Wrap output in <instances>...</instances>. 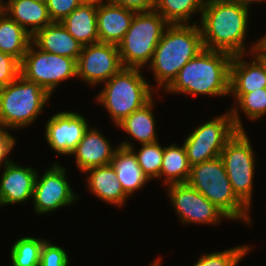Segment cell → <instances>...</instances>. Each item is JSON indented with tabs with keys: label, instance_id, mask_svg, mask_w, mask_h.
Returning <instances> with one entry per match:
<instances>
[{
	"label": "cell",
	"instance_id": "10",
	"mask_svg": "<svg viewBox=\"0 0 266 266\" xmlns=\"http://www.w3.org/2000/svg\"><path fill=\"white\" fill-rule=\"evenodd\" d=\"M20 75L36 82L52 96L63 81L77 78L76 60L41 51L31 43L20 62Z\"/></svg>",
	"mask_w": 266,
	"mask_h": 266
},
{
	"label": "cell",
	"instance_id": "6",
	"mask_svg": "<svg viewBox=\"0 0 266 266\" xmlns=\"http://www.w3.org/2000/svg\"><path fill=\"white\" fill-rule=\"evenodd\" d=\"M50 98L39 84L19 75L0 89V127L11 131L32 125Z\"/></svg>",
	"mask_w": 266,
	"mask_h": 266
},
{
	"label": "cell",
	"instance_id": "16",
	"mask_svg": "<svg viewBox=\"0 0 266 266\" xmlns=\"http://www.w3.org/2000/svg\"><path fill=\"white\" fill-rule=\"evenodd\" d=\"M118 146L114 147L100 129L89 126L71 155L79 172L84 173L89 168L110 164Z\"/></svg>",
	"mask_w": 266,
	"mask_h": 266
},
{
	"label": "cell",
	"instance_id": "11",
	"mask_svg": "<svg viewBox=\"0 0 266 266\" xmlns=\"http://www.w3.org/2000/svg\"><path fill=\"white\" fill-rule=\"evenodd\" d=\"M39 174L38 172L36 176L32 201L36 214L53 213L79 199L67 180V170L64 166L54 162L41 176Z\"/></svg>",
	"mask_w": 266,
	"mask_h": 266
},
{
	"label": "cell",
	"instance_id": "30",
	"mask_svg": "<svg viewBox=\"0 0 266 266\" xmlns=\"http://www.w3.org/2000/svg\"><path fill=\"white\" fill-rule=\"evenodd\" d=\"M47 239L25 236L17 239L10 250V266H35L40 263L41 249Z\"/></svg>",
	"mask_w": 266,
	"mask_h": 266
},
{
	"label": "cell",
	"instance_id": "33",
	"mask_svg": "<svg viewBox=\"0 0 266 266\" xmlns=\"http://www.w3.org/2000/svg\"><path fill=\"white\" fill-rule=\"evenodd\" d=\"M52 22L63 21L74 9L82 4L80 0H45Z\"/></svg>",
	"mask_w": 266,
	"mask_h": 266
},
{
	"label": "cell",
	"instance_id": "20",
	"mask_svg": "<svg viewBox=\"0 0 266 266\" xmlns=\"http://www.w3.org/2000/svg\"><path fill=\"white\" fill-rule=\"evenodd\" d=\"M86 186L99 200L118 206H124L130 198L117 180V174L111 164L87 169Z\"/></svg>",
	"mask_w": 266,
	"mask_h": 266
},
{
	"label": "cell",
	"instance_id": "40",
	"mask_svg": "<svg viewBox=\"0 0 266 266\" xmlns=\"http://www.w3.org/2000/svg\"><path fill=\"white\" fill-rule=\"evenodd\" d=\"M162 259L157 257L149 266H161Z\"/></svg>",
	"mask_w": 266,
	"mask_h": 266
},
{
	"label": "cell",
	"instance_id": "32",
	"mask_svg": "<svg viewBox=\"0 0 266 266\" xmlns=\"http://www.w3.org/2000/svg\"><path fill=\"white\" fill-rule=\"evenodd\" d=\"M46 240L41 249L40 266H69V255L59 245Z\"/></svg>",
	"mask_w": 266,
	"mask_h": 266
},
{
	"label": "cell",
	"instance_id": "24",
	"mask_svg": "<svg viewBox=\"0 0 266 266\" xmlns=\"http://www.w3.org/2000/svg\"><path fill=\"white\" fill-rule=\"evenodd\" d=\"M154 97L142 108L135 110L116 127L128 134V138L136 140L138 144L153 143L158 140L156 120L154 116Z\"/></svg>",
	"mask_w": 266,
	"mask_h": 266
},
{
	"label": "cell",
	"instance_id": "37",
	"mask_svg": "<svg viewBox=\"0 0 266 266\" xmlns=\"http://www.w3.org/2000/svg\"><path fill=\"white\" fill-rule=\"evenodd\" d=\"M258 57H266V35L255 41L253 51Z\"/></svg>",
	"mask_w": 266,
	"mask_h": 266
},
{
	"label": "cell",
	"instance_id": "19",
	"mask_svg": "<svg viewBox=\"0 0 266 266\" xmlns=\"http://www.w3.org/2000/svg\"><path fill=\"white\" fill-rule=\"evenodd\" d=\"M0 9L32 36L52 23L45 0H0Z\"/></svg>",
	"mask_w": 266,
	"mask_h": 266
},
{
	"label": "cell",
	"instance_id": "29",
	"mask_svg": "<svg viewBox=\"0 0 266 266\" xmlns=\"http://www.w3.org/2000/svg\"><path fill=\"white\" fill-rule=\"evenodd\" d=\"M118 145L129 148L134 152L139 166L150 181L153 179L159 181L164 154V146L162 147L159 141L141 144V148L138 152L136 146L134 147L132 140H123V142H120Z\"/></svg>",
	"mask_w": 266,
	"mask_h": 266
},
{
	"label": "cell",
	"instance_id": "4",
	"mask_svg": "<svg viewBox=\"0 0 266 266\" xmlns=\"http://www.w3.org/2000/svg\"><path fill=\"white\" fill-rule=\"evenodd\" d=\"M143 69L123 67L104 82L96 95V102L103 105L114 125H118L132 112L142 108L152 98L154 87L141 74Z\"/></svg>",
	"mask_w": 266,
	"mask_h": 266
},
{
	"label": "cell",
	"instance_id": "12",
	"mask_svg": "<svg viewBox=\"0 0 266 266\" xmlns=\"http://www.w3.org/2000/svg\"><path fill=\"white\" fill-rule=\"evenodd\" d=\"M167 196L181 224L218 225L229 218L187 183L167 185Z\"/></svg>",
	"mask_w": 266,
	"mask_h": 266
},
{
	"label": "cell",
	"instance_id": "25",
	"mask_svg": "<svg viewBox=\"0 0 266 266\" xmlns=\"http://www.w3.org/2000/svg\"><path fill=\"white\" fill-rule=\"evenodd\" d=\"M31 43L32 35L0 9V51L21 62Z\"/></svg>",
	"mask_w": 266,
	"mask_h": 266
},
{
	"label": "cell",
	"instance_id": "5",
	"mask_svg": "<svg viewBox=\"0 0 266 266\" xmlns=\"http://www.w3.org/2000/svg\"><path fill=\"white\" fill-rule=\"evenodd\" d=\"M187 184L203 194L229 220L252 225L251 210L234 193L220 156L193 165Z\"/></svg>",
	"mask_w": 266,
	"mask_h": 266
},
{
	"label": "cell",
	"instance_id": "22",
	"mask_svg": "<svg viewBox=\"0 0 266 266\" xmlns=\"http://www.w3.org/2000/svg\"><path fill=\"white\" fill-rule=\"evenodd\" d=\"M110 164L116 171L117 180L129 197L150 181L139 166L134 152L129 148L118 146Z\"/></svg>",
	"mask_w": 266,
	"mask_h": 266
},
{
	"label": "cell",
	"instance_id": "14",
	"mask_svg": "<svg viewBox=\"0 0 266 266\" xmlns=\"http://www.w3.org/2000/svg\"><path fill=\"white\" fill-rule=\"evenodd\" d=\"M89 127L83 114L60 111L52 115L45 126L48 147L63 156L71 155Z\"/></svg>",
	"mask_w": 266,
	"mask_h": 266
},
{
	"label": "cell",
	"instance_id": "15",
	"mask_svg": "<svg viewBox=\"0 0 266 266\" xmlns=\"http://www.w3.org/2000/svg\"><path fill=\"white\" fill-rule=\"evenodd\" d=\"M37 173V169L14 161L4 166L0 177V207L33 200Z\"/></svg>",
	"mask_w": 266,
	"mask_h": 266
},
{
	"label": "cell",
	"instance_id": "7",
	"mask_svg": "<svg viewBox=\"0 0 266 266\" xmlns=\"http://www.w3.org/2000/svg\"><path fill=\"white\" fill-rule=\"evenodd\" d=\"M168 26L164 17L154 9L136 12L117 45L123 67L143 69L147 66Z\"/></svg>",
	"mask_w": 266,
	"mask_h": 266
},
{
	"label": "cell",
	"instance_id": "8",
	"mask_svg": "<svg viewBox=\"0 0 266 266\" xmlns=\"http://www.w3.org/2000/svg\"><path fill=\"white\" fill-rule=\"evenodd\" d=\"M255 155L245 130H238L220 155L234 193L250 210L257 163Z\"/></svg>",
	"mask_w": 266,
	"mask_h": 266
},
{
	"label": "cell",
	"instance_id": "34",
	"mask_svg": "<svg viewBox=\"0 0 266 266\" xmlns=\"http://www.w3.org/2000/svg\"><path fill=\"white\" fill-rule=\"evenodd\" d=\"M20 75V62L13 56L0 51V89Z\"/></svg>",
	"mask_w": 266,
	"mask_h": 266
},
{
	"label": "cell",
	"instance_id": "28",
	"mask_svg": "<svg viewBox=\"0 0 266 266\" xmlns=\"http://www.w3.org/2000/svg\"><path fill=\"white\" fill-rule=\"evenodd\" d=\"M205 0H156L154 10L168 24H190L196 14L201 15Z\"/></svg>",
	"mask_w": 266,
	"mask_h": 266
},
{
	"label": "cell",
	"instance_id": "39",
	"mask_svg": "<svg viewBox=\"0 0 266 266\" xmlns=\"http://www.w3.org/2000/svg\"><path fill=\"white\" fill-rule=\"evenodd\" d=\"M82 3L86 4H96L100 5L101 3L109 2V0H80Z\"/></svg>",
	"mask_w": 266,
	"mask_h": 266
},
{
	"label": "cell",
	"instance_id": "1",
	"mask_svg": "<svg viewBox=\"0 0 266 266\" xmlns=\"http://www.w3.org/2000/svg\"><path fill=\"white\" fill-rule=\"evenodd\" d=\"M250 10L225 0H205L198 23L205 49L225 51L231 55L253 53L255 43L245 44Z\"/></svg>",
	"mask_w": 266,
	"mask_h": 266
},
{
	"label": "cell",
	"instance_id": "23",
	"mask_svg": "<svg viewBox=\"0 0 266 266\" xmlns=\"http://www.w3.org/2000/svg\"><path fill=\"white\" fill-rule=\"evenodd\" d=\"M61 23L83 46L99 42L96 4L82 3Z\"/></svg>",
	"mask_w": 266,
	"mask_h": 266
},
{
	"label": "cell",
	"instance_id": "3",
	"mask_svg": "<svg viewBox=\"0 0 266 266\" xmlns=\"http://www.w3.org/2000/svg\"><path fill=\"white\" fill-rule=\"evenodd\" d=\"M203 49L205 48L198 22L169 24L155 48L151 62L147 65L156 79L154 92L159 93L161 89L164 91L181 68Z\"/></svg>",
	"mask_w": 266,
	"mask_h": 266
},
{
	"label": "cell",
	"instance_id": "17",
	"mask_svg": "<svg viewBox=\"0 0 266 266\" xmlns=\"http://www.w3.org/2000/svg\"><path fill=\"white\" fill-rule=\"evenodd\" d=\"M247 55L237 54L232 57L229 93H250L266 88V68L263 61L254 52L247 61Z\"/></svg>",
	"mask_w": 266,
	"mask_h": 266
},
{
	"label": "cell",
	"instance_id": "13",
	"mask_svg": "<svg viewBox=\"0 0 266 266\" xmlns=\"http://www.w3.org/2000/svg\"><path fill=\"white\" fill-rule=\"evenodd\" d=\"M76 68L77 78L96 87L118 73L123 65L116 44L98 42L82 47Z\"/></svg>",
	"mask_w": 266,
	"mask_h": 266
},
{
	"label": "cell",
	"instance_id": "21",
	"mask_svg": "<svg viewBox=\"0 0 266 266\" xmlns=\"http://www.w3.org/2000/svg\"><path fill=\"white\" fill-rule=\"evenodd\" d=\"M32 43L41 51L78 60L83 45L79 43L61 22H52L32 36Z\"/></svg>",
	"mask_w": 266,
	"mask_h": 266
},
{
	"label": "cell",
	"instance_id": "26",
	"mask_svg": "<svg viewBox=\"0 0 266 266\" xmlns=\"http://www.w3.org/2000/svg\"><path fill=\"white\" fill-rule=\"evenodd\" d=\"M191 166L188 162L186 150L182 145L173 143L164 146L162 167L159 178L162 177L163 185L187 183L190 176Z\"/></svg>",
	"mask_w": 266,
	"mask_h": 266
},
{
	"label": "cell",
	"instance_id": "18",
	"mask_svg": "<svg viewBox=\"0 0 266 266\" xmlns=\"http://www.w3.org/2000/svg\"><path fill=\"white\" fill-rule=\"evenodd\" d=\"M136 11L111 2L97 5L99 42L118 45L130 27Z\"/></svg>",
	"mask_w": 266,
	"mask_h": 266
},
{
	"label": "cell",
	"instance_id": "36",
	"mask_svg": "<svg viewBox=\"0 0 266 266\" xmlns=\"http://www.w3.org/2000/svg\"><path fill=\"white\" fill-rule=\"evenodd\" d=\"M156 0H109V2L132 9L136 12L150 11L154 9Z\"/></svg>",
	"mask_w": 266,
	"mask_h": 266
},
{
	"label": "cell",
	"instance_id": "27",
	"mask_svg": "<svg viewBox=\"0 0 266 266\" xmlns=\"http://www.w3.org/2000/svg\"><path fill=\"white\" fill-rule=\"evenodd\" d=\"M234 97V106L229 109L234 125L238 130H245L242 125L240 111L249 120L256 121L266 115V88L257 89L250 93H229Z\"/></svg>",
	"mask_w": 266,
	"mask_h": 266
},
{
	"label": "cell",
	"instance_id": "31",
	"mask_svg": "<svg viewBox=\"0 0 266 266\" xmlns=\"http://www.w3.org/2000/svg\"><path fill=\"white\" fill-rule=\"evenodd\" d=\"M250 250L251 246L238 245L219 252L203 253L193 266H238Z\"/></svg>",
	"mask_w": 266,
	"mask_h": 266
},
{
	"label": "cell",
	"instance_id": "35",
	"mask_svg": "<svg viewBox=\"0 0 266 266\" xmlns=\"http://www.w3.org/2000/svg\"><path fill=\"white\" fill-rule=\"evenodd\" d=\"M16 144V138L8 129L0 127V167L6 166L12 162L10 152H12Z\"/></svg>",
	"mask_w": 266,
	"mask_h": 266
},
{
	"label": "cell",
	"instance_id": "2",
	"mask_svg": "<svg viewBox=\"0 0 266 266\" xmlns=\"http://www.w3.org/2000/svg\"><path fill=\"white\" fill-rule=\"evenodd\" d=\"M232 57L233 55L225 51L203 49L181 68L164 92L193 97L229 96Z\"/></svg>",
	"mask_w": 266,
	"mask_h": 266
},
{
	"label": "cell",
	"instance_id": "41",
	"mask_svg": "<svg viewBox=\"0 0 266 266\" xmlns=\"http://www.w3.org/2000/svg\"><path fill=\"white\" fill-rule=\"evenodd\" d=\"M259 58L263 61L265 68H266V57H259Z\"/></svg>",
	"mask_w": 266,
	"mask_h": 266
},
{
	"label": "cell",
	"instance_id": "9",
	"mask_svg": "<svg viewBox=\"0 0 266 266\" xmlns=\"http://www.w3.org/2000/svg\"><path fill=\"white\" fill-rule=\"evenodd\" d=\"M237 131L229 110L195 127L183 141L190 166L219 157Z\"/></svg>",
	"mask_w": 266,
	"mask_h": 266
},
{
	"label": "cell",
	"instance_id": "38",
	"mask_svg": "<svg viewBox=\"0 0 266 266\" xmlns=\"http://www.w3.org/2000/svg\"><path fill=\"white\" fill-rule=\"evenodd\" d=\"M225 1L236 3V4H239L241 6L251 9L250 5H252V3L260 4V3L265 2L266 0H225Z\"/></svg>",
	"mask_w": 266,
	"mask_h": 266
}]
</instances>
